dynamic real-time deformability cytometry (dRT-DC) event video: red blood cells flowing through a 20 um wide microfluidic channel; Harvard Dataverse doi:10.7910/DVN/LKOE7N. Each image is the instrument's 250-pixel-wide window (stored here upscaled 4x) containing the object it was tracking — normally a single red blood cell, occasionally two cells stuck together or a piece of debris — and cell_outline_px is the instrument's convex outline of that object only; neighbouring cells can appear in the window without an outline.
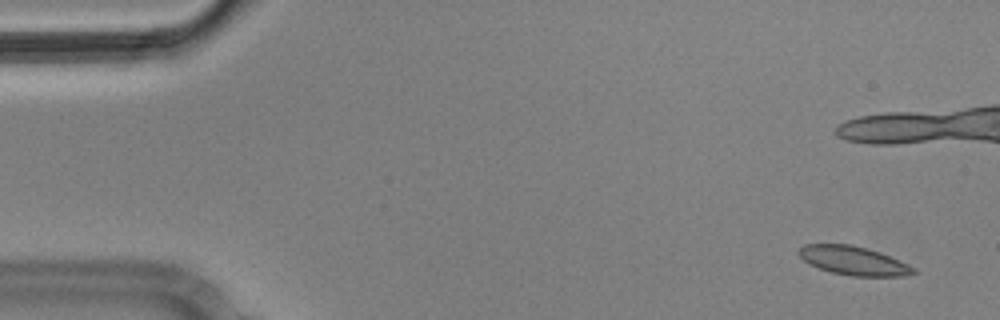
{"species": "Egyptian fruit bat (a non-hibernating species)", "species_latin": "Rousettus aegyptiacus", "temperature_condition": "cold", "stored_images_in_passage": 5, "camera_frame_rate_fps": 3000, "um_per_image_px": 0.085, "animal": {"sex": "male"}, "frame": {"image": 1, "passage_image": 1, "time_ms": 0.0, "image_size_px": [1000, 320], "cell_outline_px": [[920, 272], [904, 276], [852, 276], [832, 272], [808, 264], [800, 256], [800, 248], [804, 244], [852, 244], [888, 256], [916, 268]], "centroid_in_image_um": [72.56, 22.17], "position_along_channel_um": 12.4, "area_um2": 18.9}}